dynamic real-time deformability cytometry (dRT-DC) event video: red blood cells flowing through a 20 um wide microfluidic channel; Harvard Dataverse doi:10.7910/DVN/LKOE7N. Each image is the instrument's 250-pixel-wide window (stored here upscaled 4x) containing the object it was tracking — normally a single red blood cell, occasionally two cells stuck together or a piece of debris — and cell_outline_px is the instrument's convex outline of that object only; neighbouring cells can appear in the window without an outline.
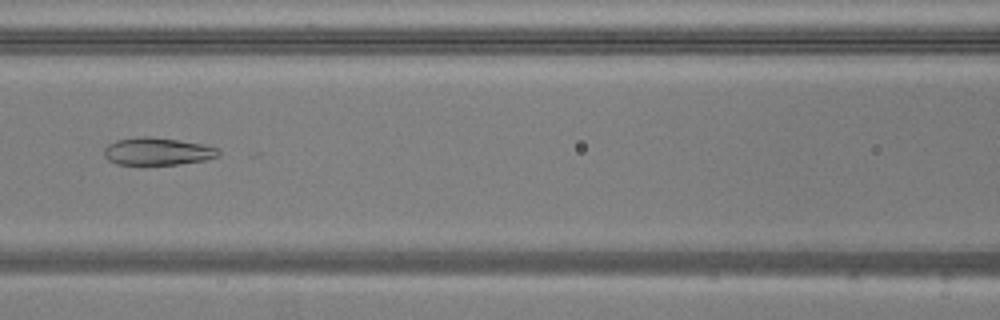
{"species": "common noctule bat (a hibernating species)", "species_latin": "Nyctalus noctula", "temperature_condition": "warm", "stored_images_in_passage": 51, "camera_frame_rate_fps": 3000, "um_per_image_px": 0.085, "animal": {"sex": "male", "body_mass_g": 20.5, "forearm_length_mm": 52.5}, "frame": {"image": 1, "passage_image": 21, "time_ms": 6.667, "image_size_px": [1000, 320], "cell_outline_px": [[220, 156], [204, 160], [176, 164], [116, 164], [108, 160], [104, 156], [104, 148], [108, 144], [116, 140], [140, 136], [148, 136], [204, 144], [220, 148]], "centroid_in_image_um": [13.39, 12.86], "position_along_channel_um": 153.2, "area_um2": 18.32}}
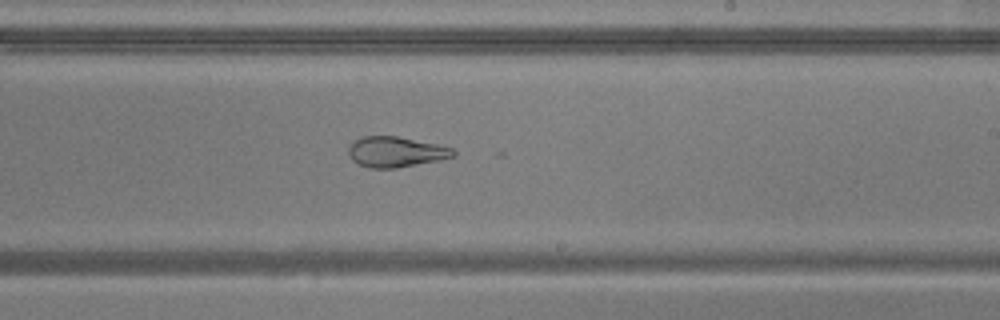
{"frame": {"image": 2, "passage_image": 29, "time_ms": 9.333, "image_size_px": [1000, 320], "cell_outline_px": [[456, 156], [440, 160], [396, 168], [368, 168], [352, 160], [348, 152], [348, 148], [356, 140], [364, 136], [396, 136], [436, 144], [452, 148], [456, 152]], "centroid_in_image_um": [33.66, 12.92], "position_along_channel_um": 255.3, "area_um2": 18.44}}
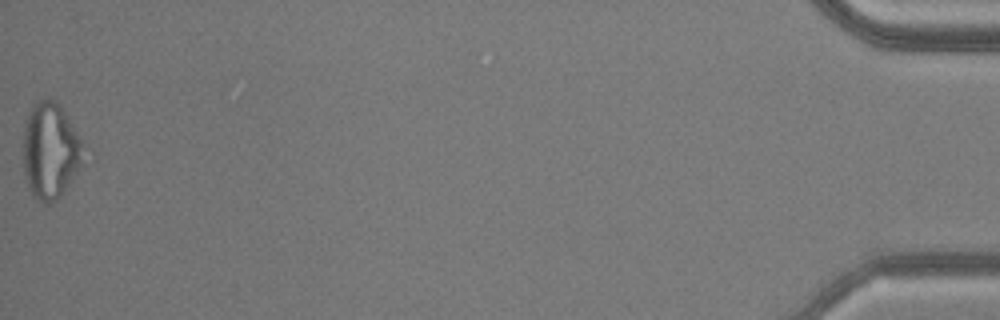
{"frame": {"image": 3, "passage_image": 51, "time_ms": 16.667, "image_size_px": [1000, 320], "cell_outline_px": [[80, 144], [76, 172], [60, 196], [56, 200], [48, 204], [44, 204], [32, 196], [24, 176], [24, 124], [28, 112], [32, 104], [40, 100], [56, 100], [76, 132], [80, 140]], "centroid_in_image_um": [4.18, 12.82], "position_along_channel_um": 431.0, "area_um2": 32.54}, "authors_computed_cell_mechanics": {"area_um2": 26.299, "velocity_mm_per_s": 3.8396, "shape_relaxation_time_tau1_ms": null, "shape_relaxation_time_tau2_ms": 2.2942, "deformation_change_tau1": null, "deformation_change_tau2": 0.1025}}